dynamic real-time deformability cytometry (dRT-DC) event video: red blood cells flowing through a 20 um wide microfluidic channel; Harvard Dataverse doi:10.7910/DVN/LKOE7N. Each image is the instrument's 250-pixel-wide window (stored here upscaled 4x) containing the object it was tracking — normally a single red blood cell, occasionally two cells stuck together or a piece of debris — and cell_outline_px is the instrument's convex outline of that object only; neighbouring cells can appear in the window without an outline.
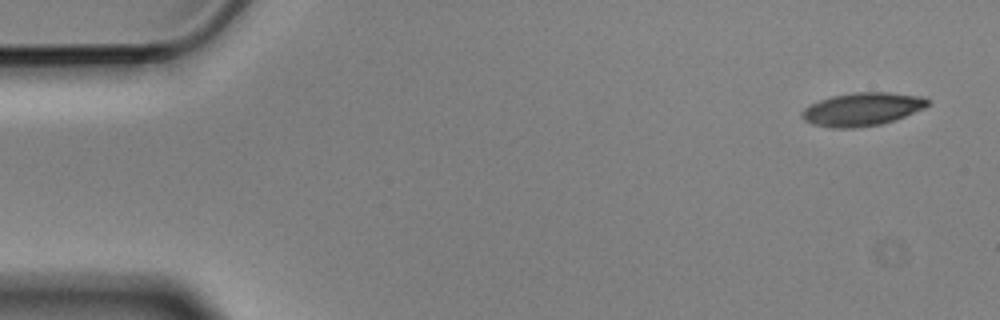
{"species": "Egyptian fruit bat (a non-hibernating species)", "species_latin": "Rousettus aegyptiacus", "temperature_condition": "cold", "stored_images_in_passage": 13, "camera_frame_rate_fps": 3000, "um_per_image_px": 0.085, "animal": {"sex": "male"}, "frame": {"image": 1, "passage_image": 1, "time_ms": 0.0, "image_size_px": [1000, 320], "cell_outline_px": [[932, 104], [924, 108], [904, 116], [880, 124], [856, 128], [832, 128], [812, 124], [804, 120], [800, 116], [800, 112], [804, 108], [820, 100], [832, 96], [856, 92], [888, 92], [924, 96]], "centroid_in_image_um": [73.28, 9.28], "position_along_channel_um": 11.7, "area_um2": 24.33}}
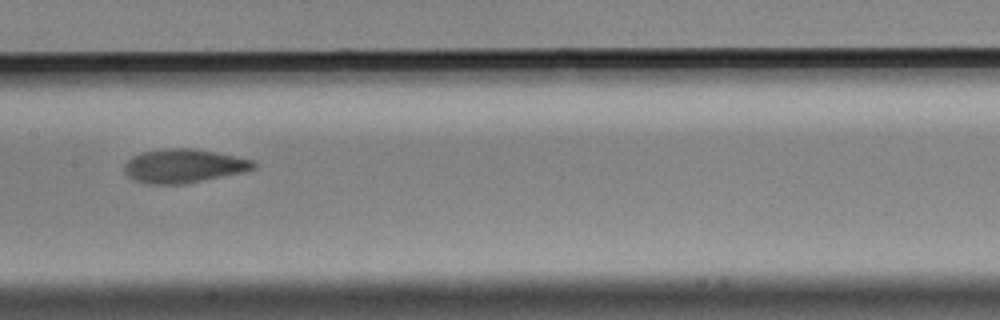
{"frame": {"image": 2, "passage_image": 7, "time_ms": 2.0, "image_size_px": [1000, 320], "cell_outline_px": [[256, 168], [244, 172], [184, 184], [148, 184], [136, 180], [128, 176], [124, 172], [124, 164], [128, 160], [144, 152], [160, 148], [192, 148], [216, 152], [236, 156], [252, 160], [256, 164]], "centroid_in_image_um": [15.63, 14.1], "position_along_channel_um": 191.8, "area_um2": 25.37}}
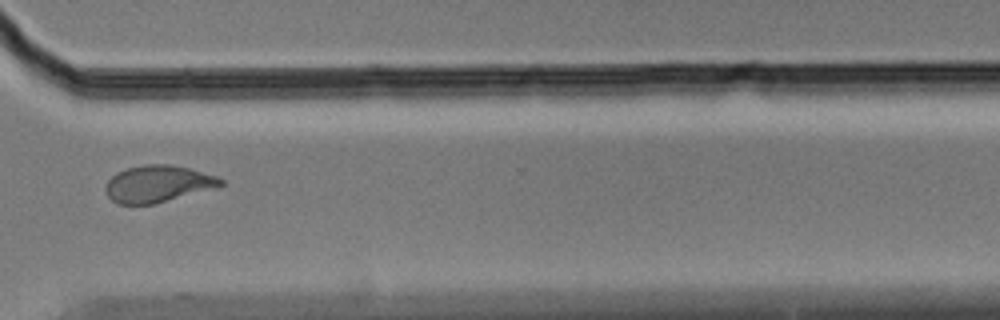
{"frame": {"image": 3, "passage_image": 11, "time_ms": 3.333, "image_size_px": [1000, 320], "cell_outline_px": [[224, 184], [156, 204], [116, 204], [108, 196], [104, 188], [108, 180], [116, 172], [128, 168], [144, 164], [168, 164], [188, 168], [216, 176], [224, 180]], "centroid_in_image_um": [13.36, 15.62], "position_along_channel_um": 357.2, "area_um2": 24.45}}